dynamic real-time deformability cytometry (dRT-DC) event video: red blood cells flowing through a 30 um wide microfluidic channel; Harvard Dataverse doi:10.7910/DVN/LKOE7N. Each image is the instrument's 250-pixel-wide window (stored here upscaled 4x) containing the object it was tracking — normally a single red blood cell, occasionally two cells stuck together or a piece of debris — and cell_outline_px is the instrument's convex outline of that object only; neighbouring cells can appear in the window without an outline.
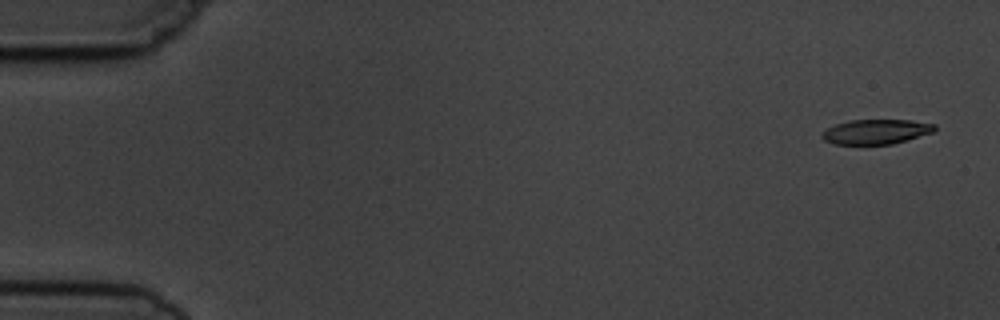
{"species": "common noctule bat (a hibernating species)", "species_latin": "Nyctalus noctula", "temperature_condition": "cold", "stored_images_in_passage": 5, "segment_of_instrument_passage": [2, 2], "camera_frame_rate_fps": 3000, "um_per_image_px": 0.085, "animal": {"sex": "male", "body_mass_g": 19.5, "forearm_length_mm": 54.6}, "frame": {"image": 1, "passage_image": 5, "time_ms": 5.667, "image_size_px": [1000, 320], "cell_outline_px": [[936, 128], [932, 132], [892, 144], [836, 144], [824, 140], [820, 136], [828, 128], [836, 124], [852, 120], [912, 120], [936, 124]], "centroid_in_image_um": [74.47, 11.19], "position_along_channel_um": 10.5, "area_um2": 16.01}}